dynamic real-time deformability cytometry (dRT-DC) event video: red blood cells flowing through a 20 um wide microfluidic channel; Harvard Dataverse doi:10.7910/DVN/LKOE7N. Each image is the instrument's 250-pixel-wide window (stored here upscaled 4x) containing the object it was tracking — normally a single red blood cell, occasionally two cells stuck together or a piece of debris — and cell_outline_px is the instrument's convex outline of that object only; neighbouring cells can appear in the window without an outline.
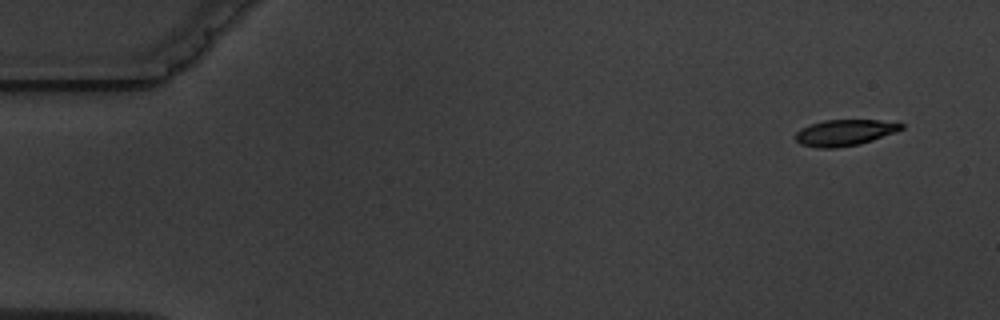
{"species": "common noctule bat (a hibernating species)", "species_latin": "Nyctalus noctula", "temperature_condition": "warm", "stored_images_in_passage": 6, "camera_frame_rate_fps": 3000, "um_per_image_px": 0.085, "animal": {"sex": "male", "body_mass_g": 19.5, "forearm_length_mm": 54.6}, "frame": {"image": 1, "passage_image": 1, "time_ms": 0.0, "image_size_px": [1000, 320], "cell_outline_px": [[904, 128], [896, 132], [860, 144], [836, 148], [816, 148], [800, 144], [796, 140], [796, 132], [800, 128], [824, 120], [880, 120], [904, 124]], "centroid_in_image_um": [71.79, 11.28], "position_along_channel_um": 13.2, "area_um2": 16.13}}
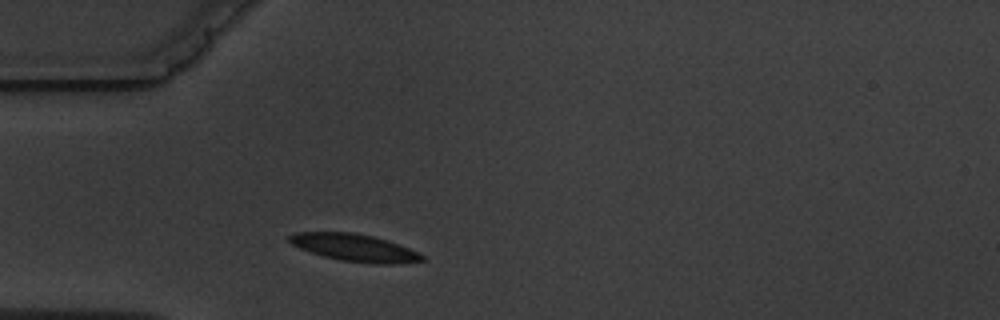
{"frame": {"image": 2, "passage_image": 6, "time_ms": 5.667, "image_size_px": [1000, 320], "cell_outline_px": [[424, 260], [400, 264], [372, 264], [340, 260], [324, 256], [300, 248], [292, 244], [288, 240], [288, 236], [296, 232], [352, 232], [372, 236], [420, 252], [424, 256]], "centroid_in_image_um": [30.15, 21.06], "position_along_channel_um": 54.9, "area_um2": 20.98}}